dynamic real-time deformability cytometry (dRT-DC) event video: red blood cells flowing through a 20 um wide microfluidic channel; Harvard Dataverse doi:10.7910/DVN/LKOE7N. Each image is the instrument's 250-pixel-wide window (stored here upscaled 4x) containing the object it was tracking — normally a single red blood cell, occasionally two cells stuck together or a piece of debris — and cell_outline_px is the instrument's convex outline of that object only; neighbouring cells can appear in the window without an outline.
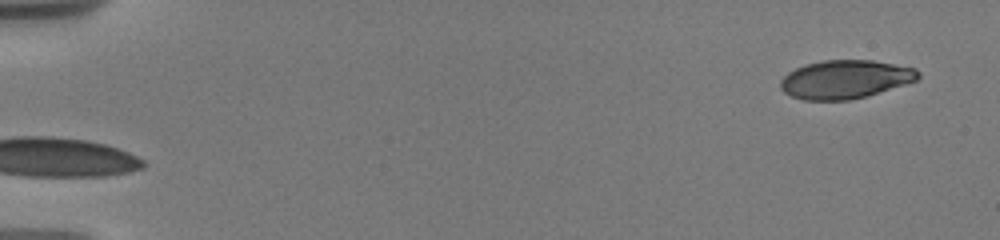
{"species": "human", "species_latin": "Homo sapiens", "temperature_condition": "warm", "stored_images_in_passage": 63, "camera_frame_rate_fps": 3000, "um_per_image_px": 0.085, "donor": {"sex": "male"}, "frame": {"image": 1, "passage_image": 1, "time_ms": 0.0, "image_size_px": [1000, 240], "cell_outline_px": [[920, 76], [916, 80], [868, 96], [848, 100], [804, 100], [792, 96], [784, 92], [780, 88], [780, 80], [788, 72], [804, 64], [824, 60], [872, 60], [916, 68], [920, 72]], "centroid_in_image_um": [71.83, 6.74], "position_along_channel_um": 13.2, "area_um2": 30.87}}
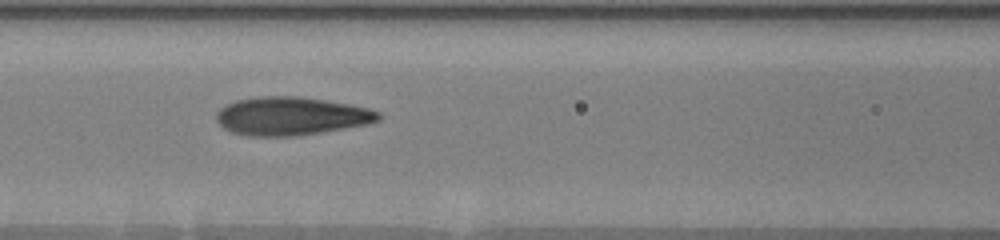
{"frame": {"image": 2, "passage_image": 24, "time_ms": 7.667, "image_size_px": [1000, 240], "cell_outline_px": [[380, 120], [368, 124], [300, 136], [248, 136], [232, 132], [224, 128], [216, 120], [216, 112], [220, 108], [236, 100], [260, 96], [300, 96], [348, 104], [368, 108], [380, 112]], "centroid_in_image_um": [24.74, 9.87], "position_along_channel_um": 141.9, "area_um2": 36.24}}
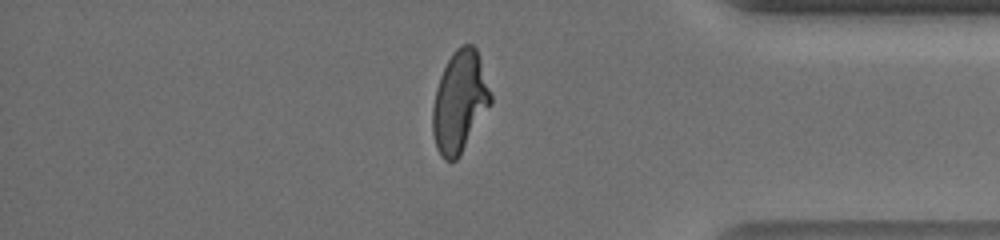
{"frame": {"image": 3, "passage_image": 57, "time_ms": 15.0, "image_size_px": [1000, 240], "cell_outline_px": [[492, 104], [460, 156], [456, 160], [444, 160], [440, 156], [436, 148], [432, 132], [432, 108], [436, 88], [440, 76], [452, 52], [460, 44], [472, 44], [476, 48], [492, 96]], "centroid_in_image_um": [39.06, 8.67], "position_along_channel_um": 396.1, "area_um2": 34.51}, "authors_computed_cell_mechanics": {"area_um2": 34.8534, "velocity_mm_per_s": 3.7028, "shape_relaxation_time_tau1_ms": 5.423, "shape_relaxation_time_tau2_ms": 1.0373, "deformation_change_tau1": 0.2496, "deformation_change_tau2": 0.0931}}